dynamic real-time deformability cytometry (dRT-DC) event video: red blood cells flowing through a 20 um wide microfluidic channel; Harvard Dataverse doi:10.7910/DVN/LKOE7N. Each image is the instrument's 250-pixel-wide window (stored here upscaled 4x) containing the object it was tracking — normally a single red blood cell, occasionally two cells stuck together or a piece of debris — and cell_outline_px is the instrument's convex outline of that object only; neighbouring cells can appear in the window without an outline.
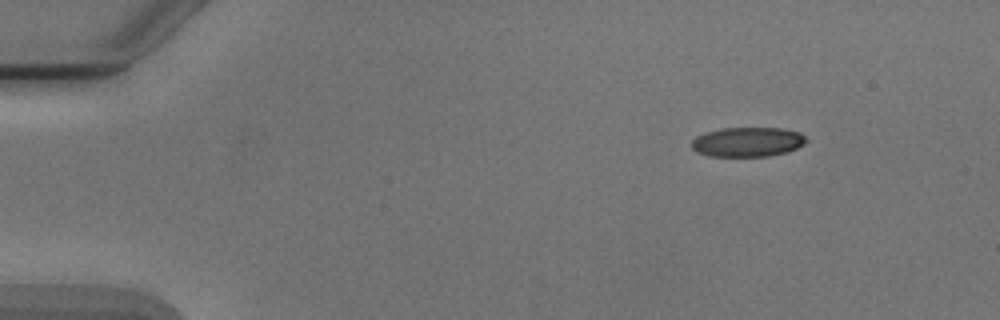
{"species": "Egyptian fruit bat (a non-hibernating species)", "species_latin": "Rousettus aegyptiacus", "temperature_condition": "cold", "stored_images_in_passage": 6, "camera_frame_rate_fps": 3000, "um_per_image_px": 0.085, "animal": {"sex": "male"}, "frame": {"image": 1, "passage_image": 1, "time_ms": 0.0, "image_size_px": [1000, 320], "cell_outline_px": [[808, 140], [804, 144], [788, 152], [768, 156], [708, 156], [696, 152], [692, 148], [692, 140], [696, 136], [720, 128], [780, 128], [800, 132]], "centroid_in_image_um": [63.55, 12.07], "position_along_channel_um": 21.5, "area_um2": 19.77}}
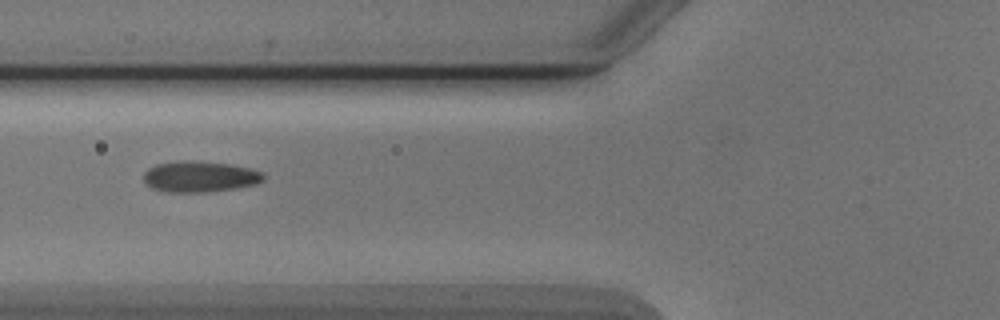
{"frame": {"image": 2, "passage_image": 5, "time_ms": 4.667, "image_size_px": [1000, 320], "cell_outline_px": [[264, 180], [256, 184], [236, 188], [208, 192], [168, 192], [152, 188], [144, 184], [144, 172], [148, 168], [156, 164], [232, 164], [248, 168], [260, 172], [264, 176]], "centroid_in_image_um": [16.99, 15.08], "position_along_channel_um": 108.8, "area_um2": 20.52}}
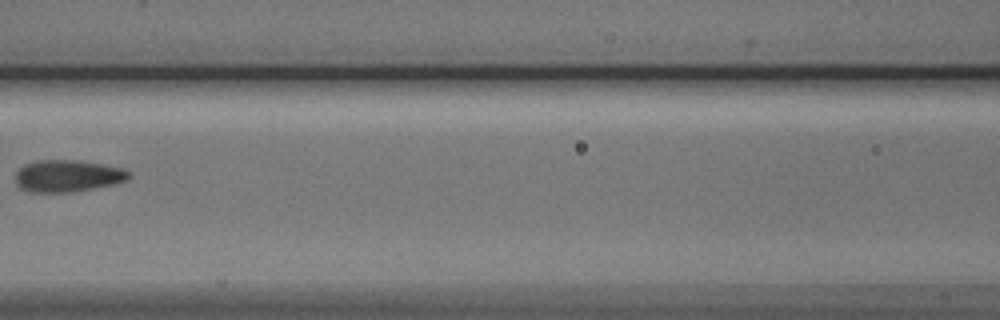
{"frame": {"image": 3, "passage_image": 6, "time_ms": 6.0, "image_size_px": [1000, 320], "cell_outline_px": [[132, 176], [128, 180], [116, 184], [72, 192], [28, 192], [20, 188], [16, 184], [16, 172], [24, 164], [36, 160], [76, 160], [100, 164], [120, 168], [132, 172]], "centroid_in_image_um": [5.75, 14.96], "position_along_channel_um": 160.8, "area_um2": 21.27}}